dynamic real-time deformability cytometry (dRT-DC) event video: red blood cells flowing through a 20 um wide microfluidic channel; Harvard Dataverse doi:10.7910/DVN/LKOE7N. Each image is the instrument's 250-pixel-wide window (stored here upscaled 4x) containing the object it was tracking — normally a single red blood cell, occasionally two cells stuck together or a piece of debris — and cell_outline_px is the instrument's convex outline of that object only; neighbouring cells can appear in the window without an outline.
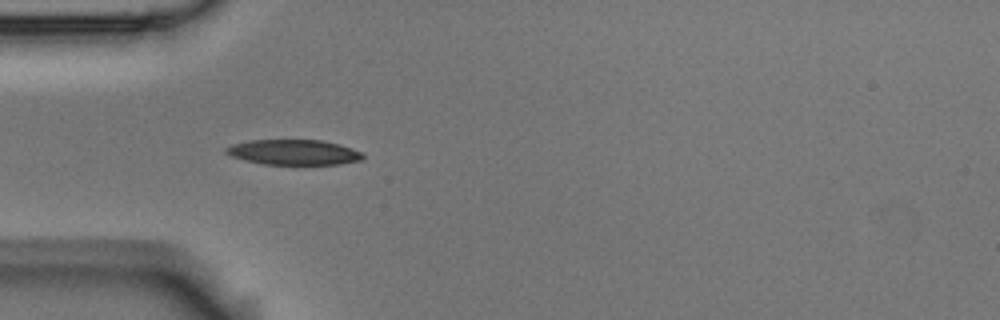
{"species": "Egyptian fruit bat (a non-hibernating species)", "species_latin": "Rousettus aegyptiacus", "temperature_condition": "room temperature", "stored_images_in_passage": 10, "camera_frame_rate_fps": 3000, "um_per_image_px": 0.085, "animal": {"sex": "male"}, "frame": {"image": 1, "passage_image": 5, "time_ms": 1.333, "image_size_px": [1000, 320], "cell_outline_px": [[364, 156], [360, 160], [340, 164], [260, 164], [232, 156], [224, 152], [224, 148], [232, 144], [252, 140], [320, 140], [340, 144], [352, 148], [360, 152]], "centroid_in_image_um": [24.94, 12.94], "position_along_channel_um": 60.1, "area_um2": 20.0}}
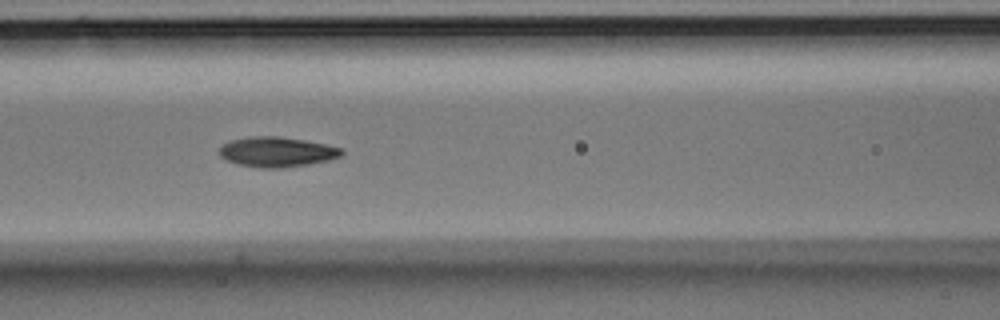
{"frame": {"image": 2, "passage_image": 7, "time_ms": 2.0, "image_size_px": [1000, 320], "cell_outline_px": [[344, 152], [340, 156], [328, 160], [308, 164], [280, 168], [260, 168], [240, 164], [228, 160], [220, 156], [220, 148], [228, 140], [248, 136], [280, 136], [304, 140], [344, 148]], "centroid_in_image_um": [23.54, 12.9], "position_along_channel_um": 143.1, "area_um2": 21.33}}
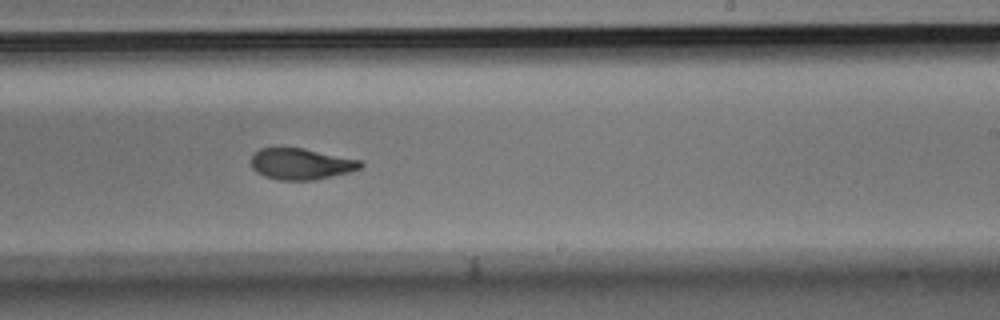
{"frame": {"image": 3, "passage_image": 10, "time_ms": 3.0, "image_size_px": [1000, 320], "cell_outline_px": [[364, 164], [360, 168], [348, 172], [332, 176], [312, 180], [280, 180], [264, 176], [256, 172], [252, 168], [252, 156], [260, 148], [304, 148], [360, 160]], "centroid_in_image_um": [25.58, 13.93], "position_along_channel_um": 263.4, "area_um2": 19.71}}